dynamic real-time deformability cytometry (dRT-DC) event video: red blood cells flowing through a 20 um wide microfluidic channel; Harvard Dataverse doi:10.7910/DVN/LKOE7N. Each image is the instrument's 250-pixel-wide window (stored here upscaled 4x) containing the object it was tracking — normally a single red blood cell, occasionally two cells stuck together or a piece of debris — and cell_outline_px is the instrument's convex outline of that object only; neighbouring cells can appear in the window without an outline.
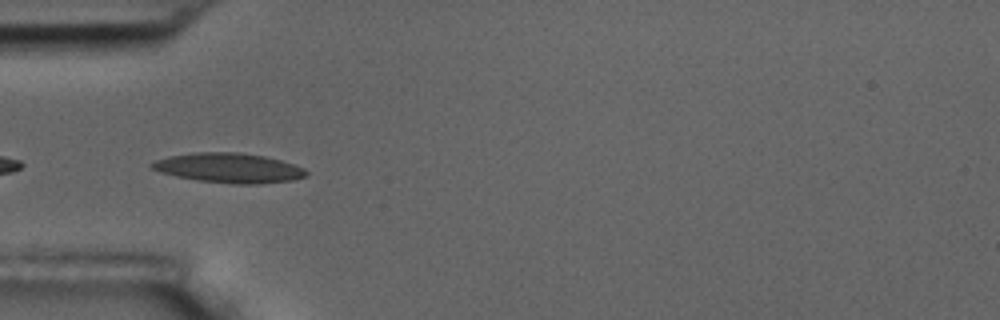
{"species": "common noctule bat (a hibernating species)", "species_latin": "Nyctalus noctula", "temperature_condition": "room temperature", "stored_images_in_passage": 9, "camera_frame_rate_fps": 3000, "um_per_image_px": 0.085, "animal": {"sex": "male", "body_mass_g": 17.5, "forearm_length_mm": 52.3}, "frame": {"image": 1, "passage_image": 4, "time_ms": 3.333, "image_size_px": [1000, 320], "cell_outline_px": [[308, 176], [292, 180], [260, 184], [232, 184], [196, 180], [176, 176], [160, 172], [152, 168], [148, 164], [156, 160], [168, 156], [192, 152], [240, 152], [264, 156], [280, 160], [304, 168], [308, 172]], "centroid_in_image_um": [19.45, 14.27], "position_along_channel_um": 65.6, "area_um2": 26.88}}
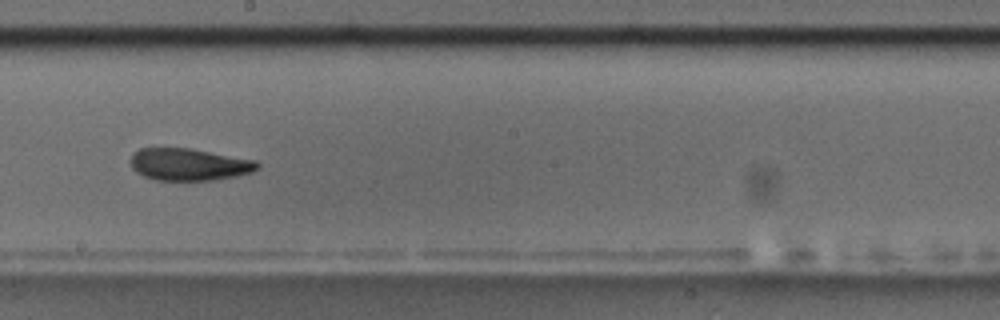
{"frame": {"image": 2, "passage_image": 8, "time_ms": 8.0, "image_size_px": [1000, 320], "cell_outline_px": [[260, 168], [252, 172], [236, 176], [216, 180], [156, 180], [144, 176], [136, 172], [132, 168], [132, 152], [140, 148], [188, 148], [256, 160], [260, 164]], "centroid_in_image_um": [16.09, 13.98], "position_along_channel_um": 232.1, "area_um2": 23.76}}
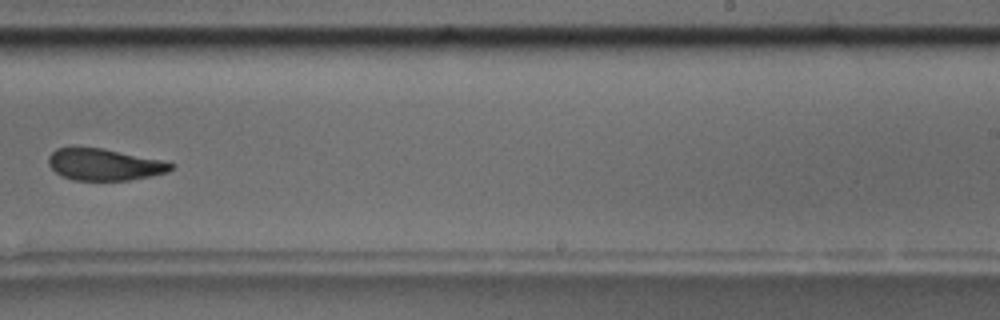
{"frame": {"image": 3, "passage_image": 9, "time_ms": 9.333, "image_size_px": [1000, 320], "cell_outline_px": [[176, 164], [168, 172], [152, 176], [128, 180], [72, 180], [56, 172], [48, 164], [48, 156], [56, 148], [72, 144], [76, 144], [104, 148], [160, 160]], "centroid_in_image_um": [8.8, 13.94], "position_along_channel_um": 280.2, "area_um2": 23.18}}